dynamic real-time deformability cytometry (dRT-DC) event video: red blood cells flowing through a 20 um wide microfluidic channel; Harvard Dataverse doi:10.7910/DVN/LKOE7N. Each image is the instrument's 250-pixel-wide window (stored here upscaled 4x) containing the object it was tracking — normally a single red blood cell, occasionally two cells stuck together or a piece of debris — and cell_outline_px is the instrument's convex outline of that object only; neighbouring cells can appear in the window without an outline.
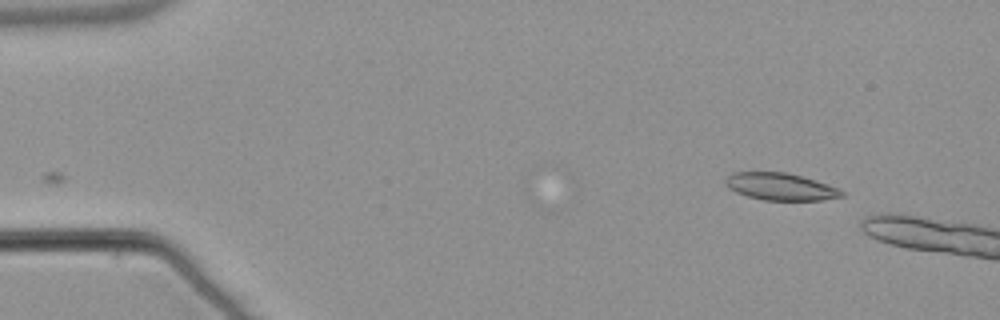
{"species": "common noctule bat (a hibernating species)", "species_latin": "Nyctalus noctula", "temperature_condition": "warm", "stored_images_in_passage": 5, "camera_frame_rate_fps": 3000, "um_per_image_px": 0.085, "animal": {"sex": "male", "body_mass_g": 21.5, "forearm_length_mm": 52.0}, "frame": {"image": 1, "passage_image": 1, "time_ms": 0.0, "image_size_px": [1000, 320], "cell_outline_px": [[844, 196], [820, 200], [764, 200], [748, 196], [736, 192], [728, 188], [724, 184], [724, 180], [732, 172], [788, 172], [816, 180], [828, 184], [844, 192]], "centroid_in_image_um": [66.31, 15.85], "position_along_channel_um": 18.7, "area_um2": 18.44}}